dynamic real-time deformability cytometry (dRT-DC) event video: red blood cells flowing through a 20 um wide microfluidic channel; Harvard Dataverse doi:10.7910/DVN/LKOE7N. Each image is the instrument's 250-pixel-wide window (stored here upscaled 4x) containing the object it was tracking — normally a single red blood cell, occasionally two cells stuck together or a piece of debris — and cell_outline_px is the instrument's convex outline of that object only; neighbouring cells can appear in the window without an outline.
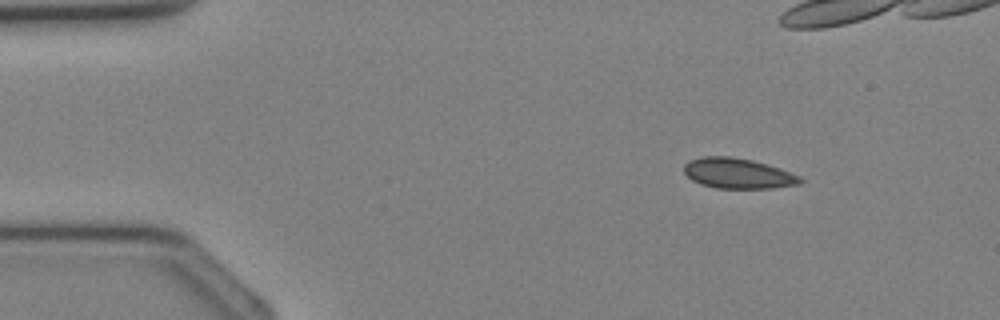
{"species": "Egyptian fruit bat (a non-hibernating species)", "species_latin": "Rousettus aegyptiacus", "temperature_condition": "cold", "stored_images_in_passage": 32, "camera_frame_rate_fps": 3000, "um_per_image_px": 0.085, "animal": {"sex": "female"}, "frame": {"image": 1, "passage_image": 1, "time_ms": 0.0, "image_size_px": [1000, 320], "cell_outline_px": [[804, 180], [800, 184], [772, 188], [716, 188], [700, 184], [692, 180], [684, 172], [684, 164], [688, 160], [700, 156], [728, 156], [752, 160], [768, 164], [780, 168], [800, 176]], "centroid_in_image_um": [62.71, 14.73], "position_along_channel_um": 22.3, "area_um2": 20.69}}
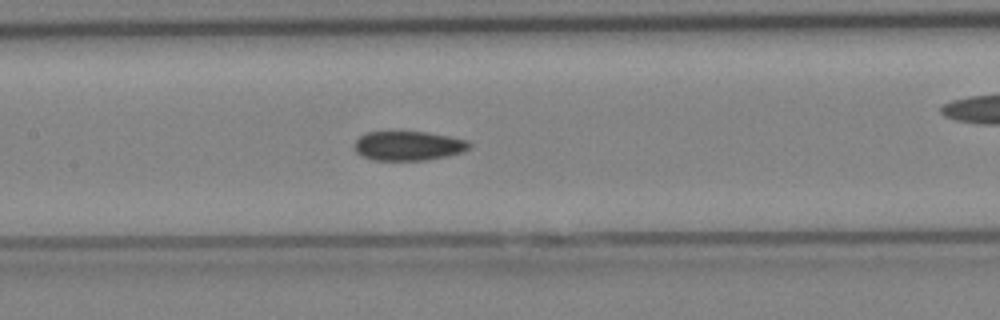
{"frame": {"image": 2, "passage_image": 13, "time_ms": 4.0, "image_size_px": [1000, 320], "cell_outline_px": [[472, 148], [464, 152], [428, 160], [376, 160], [364, 156], [356, 152], [356, 140], [360, 136], [368, 132], [428, 132], [468, 140], [472, 144]], "centroid_in_image_um": [34.79, 12.39], "position_along_channel_um": 172.6, "area_um2": 19.59}}
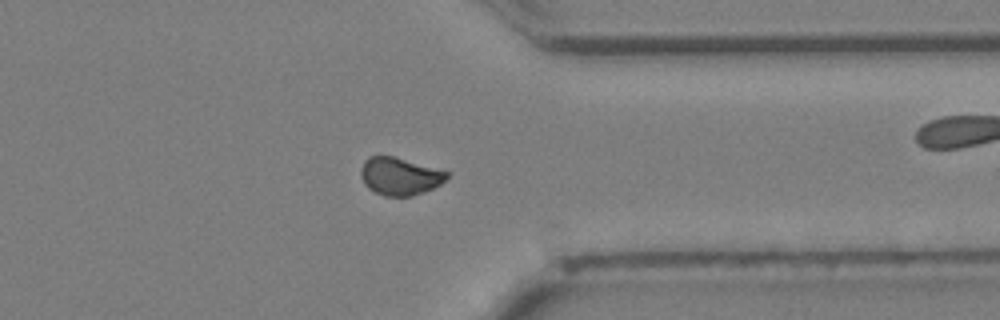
{"frame": {"image": 3, "passage_image": 24, "time_ms": 7.667, "image_size_px": [1000, 320], "cell_outline_px": [[452, 172], [440, 184], [424, 192], [412, 196], [384, 196], [368, 188], [364, 184], [360, 176], [360, 172], [364, 160], [368, 156], [392, 156]], "centroid_in_image_um": [33.97, 14.98], "position_along_channel_um": 377.4, "area_um2": 18.9}}